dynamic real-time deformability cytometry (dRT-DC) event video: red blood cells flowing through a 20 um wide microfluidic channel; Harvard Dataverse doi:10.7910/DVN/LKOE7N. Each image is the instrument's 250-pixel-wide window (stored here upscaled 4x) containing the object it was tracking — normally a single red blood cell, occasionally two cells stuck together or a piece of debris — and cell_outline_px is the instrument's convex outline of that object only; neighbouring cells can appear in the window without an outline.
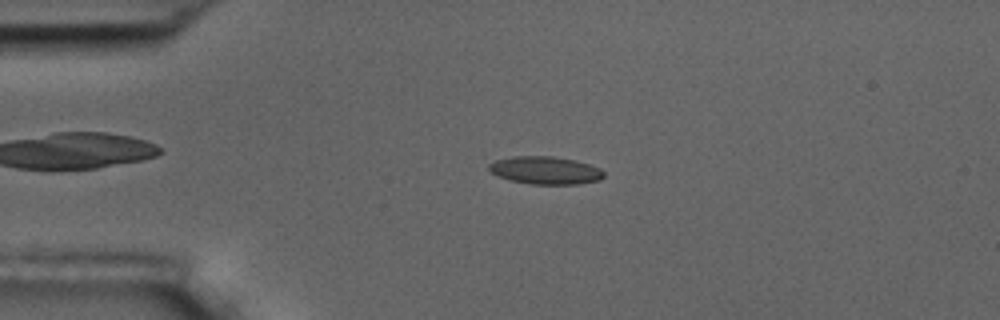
{"species": "common noctule bat (a hibernating species)", "species_latin": "Nyctalus noctula", "temperature_condition": "room temperature", "stored_images_in_passage": 5, "camera_frame_rate_fps": 3000, "um_per_image_px": 0.085, "animal": {"sex": "male", "body_mass_g": 17.5, "forearm_length_mm": 52.3}, "frame": {"image": 1, "passage_image": 3, "time_ms": 2.333, "image_size_px": [1000, 320], "cell_outline_px": [[604, 176], [600, 180], [576, 184], [532, 184], [512, 180], [500, 176], [492, 172], [488, 168], [488, 164], [496, 160], [512, 156], [552, 156], [576, 160], [600, 168], [604, 172]], "centroid_in_image_um": [46.38, 14.47], "position_along_channel_um": 38.6, "area_um2": 18.44}}